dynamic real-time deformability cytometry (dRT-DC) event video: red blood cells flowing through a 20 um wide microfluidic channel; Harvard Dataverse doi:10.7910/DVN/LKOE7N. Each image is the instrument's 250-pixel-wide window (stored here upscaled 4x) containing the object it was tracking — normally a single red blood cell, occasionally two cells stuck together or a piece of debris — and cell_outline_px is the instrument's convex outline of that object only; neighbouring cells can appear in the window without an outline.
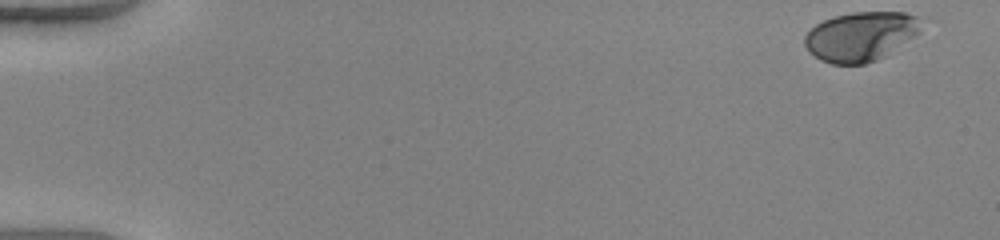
{"species": "human", "species_latin": "Homo sapiens", "temperature_condition": "warm", "stored_images_in_passage": 50, "camera_frame_rate_fps": 3000, "um_per_image_px": 0.085, "donor": {"sex": "female"}, "frame": {"image": 1, "passage_image": 1, "time_ms": 0.0, "image_size_px": [1000, 240], "cell_outline_px": [[924, 24], [920, 32], [916, 36], [884, 56], [876, 60], [864, 64], [832, 64], [820, 60], [808, 52], [804, 44], [804, 36], [816, 24], [824, 20], [836, 16], [852, 12], [904, 12], [916, 16], [924, 20]], "centroid_in_image_um": [73.19, 3.09], "position_along_channel_um": 11.8, "area_um2": 33.76}}
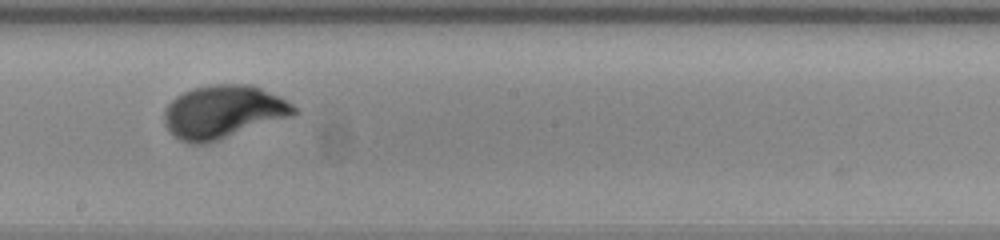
{"frame": {"image": 2, "passage_image": 29, "time_ms": 9.333, "image_size_px": [1000, 240], "cell_outline_px": [[296, 112], [292, 116], [204, 144], [188, 144], [180, 140], [168, 132], [164, 124], [164, 108], [176, 96], [192, 88], [208, 84], [252, 84], [280, 96], [292, 104], [296, 108]], "centroid_in_image_um": [18.93, 9.5], "position_along_channel_um": 229.3, "area_um2": 40.23}}
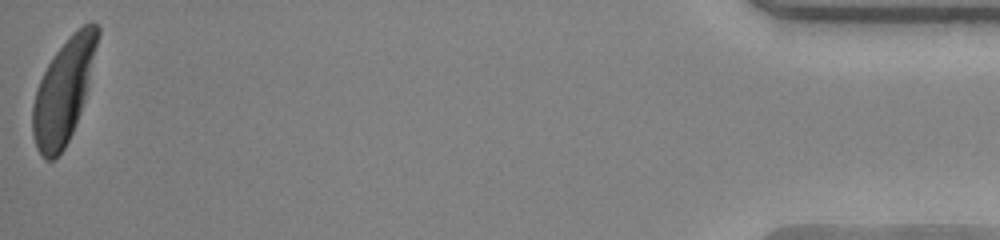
{"frame": {"image": 3, "passage_image": 50, "time_ms": 16.333, "image_size_px": [1000, 240], "cell_outline_px": [[100, 32], [80, 112], [72, 132], [64, 148], [52, 160], [44, 160], [36, 148], [32, 136], [32, 104], [36, 88], [48, 64], [56, 52], [72, 32], [84, 24], [92, 20], [100, 28]], "centroid_in_image_um": [5.37, 7.74], "position_along_channel_um": 429.8, "area_um2": 38.49}, "authors_computed_cell_mechanics": {"area_um2": 38.2058, "velocity_mm_per_s": 4.0834, "shape_relaxation_time_tau1_ms": 2.778, "shape_relaxation_time_tau2_ms": null, "deformation_change_tau1": 0.1982, "deformation_change_tau2": null}}